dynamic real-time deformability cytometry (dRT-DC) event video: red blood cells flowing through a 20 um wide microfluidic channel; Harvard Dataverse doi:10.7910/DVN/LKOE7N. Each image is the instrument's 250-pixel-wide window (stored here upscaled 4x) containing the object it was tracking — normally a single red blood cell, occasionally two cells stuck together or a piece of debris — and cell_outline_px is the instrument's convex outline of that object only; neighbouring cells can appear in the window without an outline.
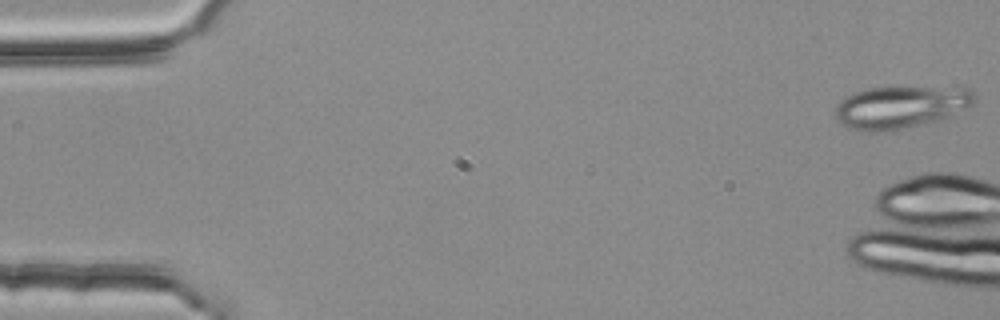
{"species": "common noctule bat (a hibernating species)", "species_latin": "Nyctalus noctula", "temperature_condition": "room temperature", "stored_images_in_passage": 6, "camera_frame_rate_fps": 3000, "um_per_image_px": 0.085, "animal": {"sex": "female", "body_mass_g": 25.1}, "frame": {"image": 1, "passage_image": 1, "time_ms": 0.0, "image_size_px": [1000, 320], "cell_outline_px": [[976, 100], [972, 104], [944, 120], [924, 124], [876, 132], [868, 132], [848, 128], [836, 120], [836, 104], [840, 100], [856, 92], [868, 88], [888, 84], [972, 88], [976, 96]], "centroid_in_image_um": [76.6, 9.04], "position_along_channel_um": 8.4, "area_um2": 35.66}}